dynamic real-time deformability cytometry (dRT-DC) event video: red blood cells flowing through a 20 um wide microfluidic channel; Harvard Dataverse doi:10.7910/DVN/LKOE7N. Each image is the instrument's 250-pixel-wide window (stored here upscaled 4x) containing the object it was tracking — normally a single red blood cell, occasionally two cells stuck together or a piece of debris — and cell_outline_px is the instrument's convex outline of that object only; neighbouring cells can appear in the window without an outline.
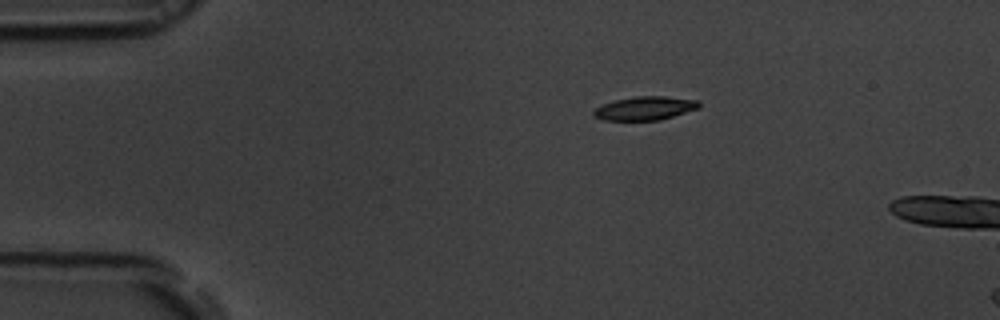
{"species": "common noctule bat (a hibernating species)", "species_latin": "Nyctalus noctula", "temperature_condition": "room temperature", "stored_images_in_passage": 4, "camera_frame_rate_fps": 3000, "um_per_image_px": 0.085, "animal": {"sex": "male", "body_mass_g": 19.5, "forearm_length_mm": 54.6}, "frame": {"image": 1, "passage_image": 1, "time_ms": 0.0, "image_size_px": [1000, 320], "cell_outline_px": [[700, 108], [660, 120], [604, 120], [592, 116], [592, 112], [596, 108], [604, 104], [616, 100], [636, 96], [664, 96], [700, 100]], "centroid_in_image_um": [54.85, 9.2], "position_along_channel_um": 30.1, "area_um2": 14.51}}